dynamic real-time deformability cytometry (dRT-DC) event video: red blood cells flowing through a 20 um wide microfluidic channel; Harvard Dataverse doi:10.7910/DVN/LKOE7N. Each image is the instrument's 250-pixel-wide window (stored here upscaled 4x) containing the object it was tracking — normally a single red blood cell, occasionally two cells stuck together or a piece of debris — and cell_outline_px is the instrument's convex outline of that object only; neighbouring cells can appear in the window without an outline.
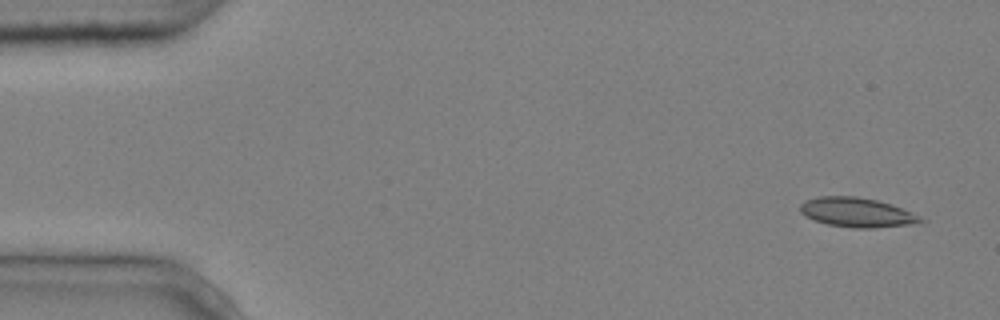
{"species": "common noctule bat (a hibernating species)", "species_latin": "Nyctalus noctula", "temperature_condition": "cold", "stored_images_in_passage": 4, "camera_frame_rate_fps": 3000, "um_per_image_px": 0.085, "animal": {"sex": "male", "body_mass_g": 20.4}, "frame": {"image": 1, "passage_image": 1, "time_ms": 0.0, "image_size_px": [1000, 320], "cell_outline_px": [[928, 220], [908, 224], [872, 228], [852, 228], [828, 224], [812, 220], [800, 212], [800, 204], [804, 200], [816, 196], [856, 196], [876, 200], [912, 212]], "centroid_in_image_um": [72.77, 18.05], "position_along_channel_um": 12.2, "area_um2": 20.58}}